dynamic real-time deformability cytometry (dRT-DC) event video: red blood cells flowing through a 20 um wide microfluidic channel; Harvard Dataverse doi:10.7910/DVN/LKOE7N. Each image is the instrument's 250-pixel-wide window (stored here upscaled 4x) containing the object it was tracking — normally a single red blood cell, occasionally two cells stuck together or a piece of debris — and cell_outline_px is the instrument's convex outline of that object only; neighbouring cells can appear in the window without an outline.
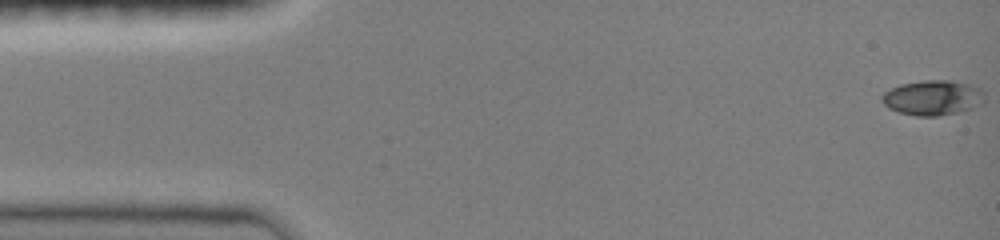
{"species": "common noctule bat (a hibernating species)", "species_latin": "Nyctalus noctula", "temperature_condition": "room temperature", "stored_images_in_passage": 21, "camera_frame_rate_fps": 3000, "um_per_image_px": 0.085, "animal": {"sex": "female", "body_mass_g": 19.0, "forearm_length_mm": 51.5}, "frame": {"image": 1, "passage_image": 1, "time_ms": 0.0, "image_size_px": [1000, 240], "cell_outline_px": [[984, 100], [980, 104], [972, 108], [956, 112], [936, 116], [916, 116], [900, 112], [888, 108], [880, 100], [880, 96], [884, 92], [900, 84], [924, 80], [948, 80], [968, 84], [980, 88], [984, 92]], "centroid_in_image_um": [79.25, 8.3], "position_along_channel_um": 5.7, "area_um2": 20.87}}
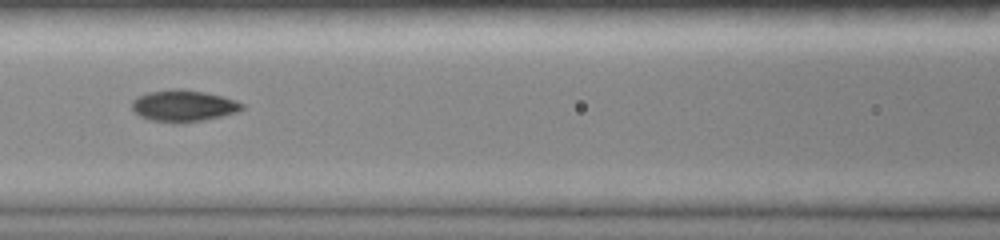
{"frame": {"image": 2, "passage_image": 11, "time_ms": 6.667, "image_size_px": [1000, 240], "cell_outline_px": [[244, 108], [236, 112], [204, 120], [176, 124], [148, 120], [140, 116], [132, 108], [132, 100], [136, 96], [148, 92], [176, 88], [180, 88], [204, 92], [224, 96], [236, 100], [244, 104]], "centroid_in_image_um": [15.57, 8.99], "position_along_channel_um": 151.0, "area_um2": 20.52}}
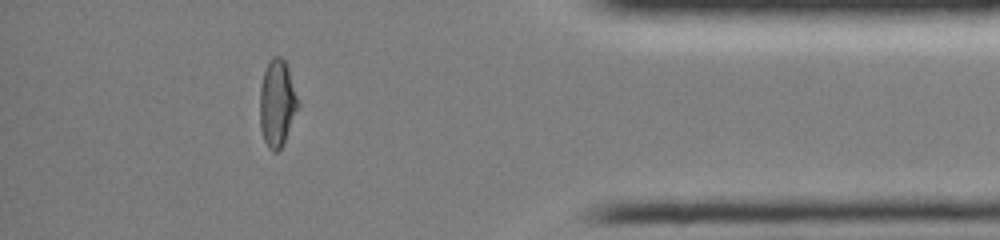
{"frame": {"image": 3, "passage_image": 18, "time_ms": 13.667, "image_size_px": [1000, 240], "cell_outline_px": [[300, 108], [284, 144], [276, 152], [272, 152], [268, 148], [264, 140], [260, 128], [260, 88], [264, 72], [268, 60], [272, 56], [280, 56], [284, 60], [288, 68], [300, 100]], "centroid_in_image_um": [23.59, 8.79], "position_along_channel_um": 411.6, "area_um2": 19.94}, "authors_computed_cell_mechanics": {"area_um2": 19.3052, "velocity_mm_per_s": 4.0739, "shape_relaxation_time_tau1_ms": 4.5329, "shape_relaxation_time_tau2_ms": 1.9473, "deformation_change_tau1": 0.2044, "deformation_change_tau2": 0.0549}}